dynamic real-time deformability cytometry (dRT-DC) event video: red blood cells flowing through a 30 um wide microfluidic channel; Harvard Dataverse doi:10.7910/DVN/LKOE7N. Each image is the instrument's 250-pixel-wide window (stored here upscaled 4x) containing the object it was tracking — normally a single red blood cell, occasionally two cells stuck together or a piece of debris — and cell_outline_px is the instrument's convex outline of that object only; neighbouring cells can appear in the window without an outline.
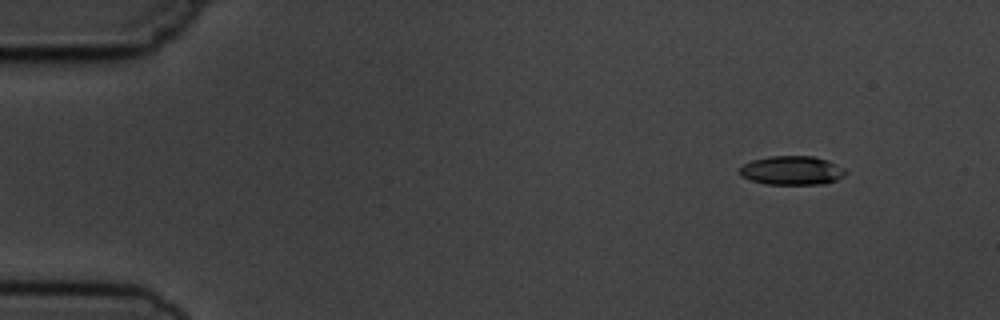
{"species": "common noctule bat (a hibernating species)", "species_latin": "Nyctalus noctula", "temperature_condition": "cold", "stored_images_in_passage": 5, "camera_frame_rate_fps": 3000, "um_per_image_px": 0.085, "animal": {"sex": "male", "body_mass_g": 19.5, "forearm_length_mm": 54.6}, "frame": {"image": 1, "passage_image": 1, "time_ms": 0.0, "image_size_px": [1000, 320], "cell_outline_px": [[848, 172], [844, 176], [836, 180], [824, 184], [768, 184], [752, 180], [740, 176], [740, 168], [744, 164], [752, 160], [768, 156], [812, 156], [828, 160], [844, 168]], "centroid_in_image_um": [67.34, 14.48], "position_along_channel_um": 17.7, "area_um2": 17.86}}
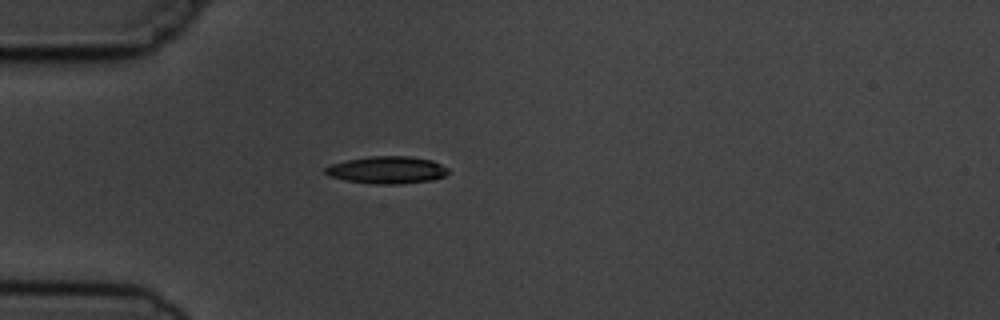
{"frame": {"image": 2, "passage_image": 4, "time_ms": 3.333, "image_size_px": [1000, 320], "cell_outline_px": [[448, 172], [444, 176], [432, 180], [400, 184], [376, 184], [344, 180], [328, 176], [324, 172], [324, 168], [332, 164], [348, 160], [368, 156], [408, 156], [432, 160], [448, 168]], "centroid_in_image_um": [32.88, 14.45], "position_along_channel_um": 52.1, "area_um2": 19.54}}